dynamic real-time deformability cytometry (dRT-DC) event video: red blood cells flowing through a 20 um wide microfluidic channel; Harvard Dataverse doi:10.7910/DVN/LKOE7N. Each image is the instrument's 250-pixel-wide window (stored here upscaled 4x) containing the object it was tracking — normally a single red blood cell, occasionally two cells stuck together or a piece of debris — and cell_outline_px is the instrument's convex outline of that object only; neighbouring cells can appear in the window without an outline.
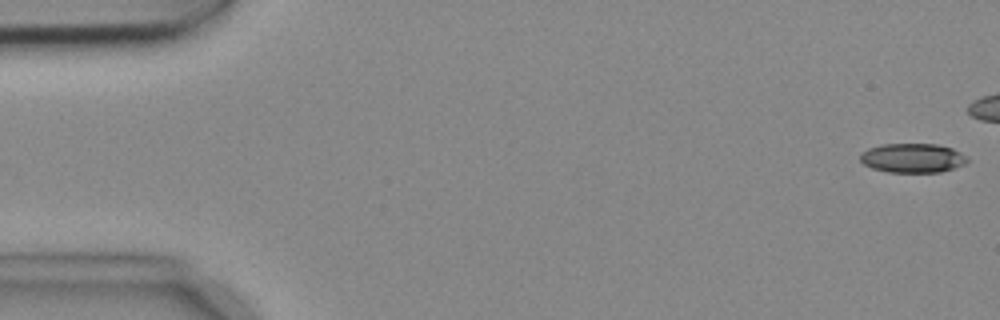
{"species": "common noctule bat (a hibernating species)", "species_latin": "Nyctalus noctula", "temperature_condition": "cold", "stored_images_in_passage": 6, "camera_frame_rate_fps": 3000, "um_per_image_px": 0.085, "animal": {"sex": "female", "body_mass_g": 18.4}, "frame": {"image": 1, "passage_image": 1, "time_ms": 0.0, "image_size_px": [1000, 320], "cell_outline_px": [[968, 160], [964, 164], [940, 172], [888, 172], [872, 168], [864, 164], [860, 160], [860, 152], [868, 148], [884, 144], [936, 144], [952, 148], [968, 156]], "centroid_in_image_um": [77.56, 13.42], "position_along_channel_um": 7.4, "area_um2": 18.26}}